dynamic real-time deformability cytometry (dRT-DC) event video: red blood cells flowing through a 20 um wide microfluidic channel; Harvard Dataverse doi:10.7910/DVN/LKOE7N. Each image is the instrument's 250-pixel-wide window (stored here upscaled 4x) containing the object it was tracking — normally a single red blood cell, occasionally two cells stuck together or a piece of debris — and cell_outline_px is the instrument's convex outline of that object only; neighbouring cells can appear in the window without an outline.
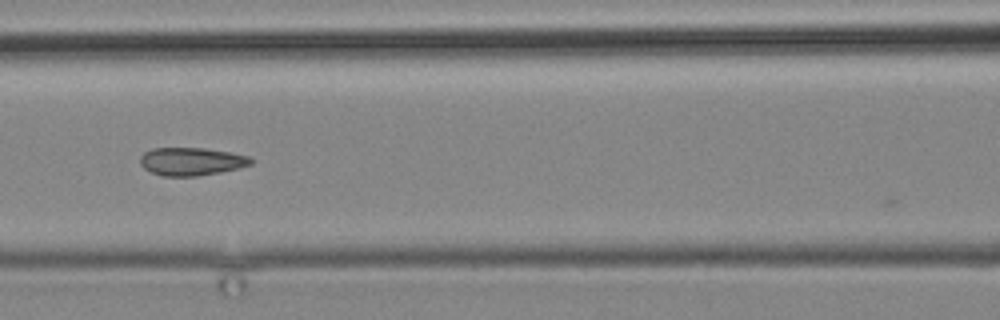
{"species": "common noctule bat (a hibernating species)", "species_latin": "Nyctalus noctula", "temperature_condition": "cold", "stored_images_in_passage": 11, "camera_frame_rate_fps": 3000, "um_per_image_px": 0.085, "animal": {"sex": "male", "body_mass_g": 19.2, "forearm_length_mm": 51.8}, "frame": {"image": 1, "passage_image": 10, "time_ms": 11.333, "image_size_px": [1000, 320], "cell_outline_px": [[256, 160], [252, 164], [220, 172], [196, 176], [160, 176], [144, 168], [140, 164], [140, 156], [144, 152], [152, 148], [204, 148], [232, 152], [248, 156]], "centroid_in_image_um": [16.27, 13.72], "position_along_channel_um": 150.3, "area_um2": 18.15}}
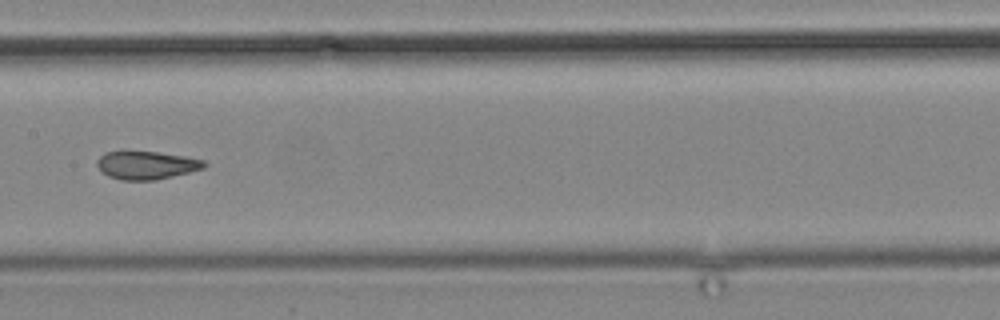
{"frame": {"image": 2, "passage_image": 11, "time_ms": 12.667, "image_size_px": [1000, 320], "cell_outline_px": [[208, 164], [204, 168], [156, 180], [120, 180], [108, 176], [96, 164], [96, 160], [104, 152], [120, 148], [124, 148], [160, 152], [184, 156], [204, 160]], "centroid_in_image_um": [12.39, 13.98], "position_along_channel_um": 195.0, "area_um2": 18.26}}